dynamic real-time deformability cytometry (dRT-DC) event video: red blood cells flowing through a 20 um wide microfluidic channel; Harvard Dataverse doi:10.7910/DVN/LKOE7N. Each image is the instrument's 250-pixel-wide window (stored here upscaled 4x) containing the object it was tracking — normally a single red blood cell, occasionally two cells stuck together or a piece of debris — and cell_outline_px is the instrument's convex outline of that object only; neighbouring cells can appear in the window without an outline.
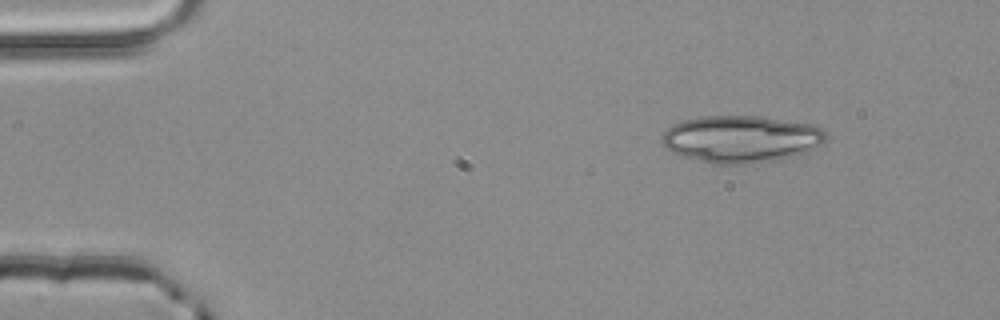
{"species": "common noctule bat (a hibernating species)", "species_latin": "Nyctalus noctula", "temperature_condition": "room temperature", "stored_images_in_passage": 3, "camera_frame_rate_fps": 3000, "um_per_image_px": 0.085, "animal": {"sex": "male", "body_mass_g": 20.4}, "frame": {"image": 1, "passage_image": 1, "time_ms": 0.0, "image_size_px": [1000, 320], "cell_outline_px": [[828, 136], [824, 144], [808, 152], [780, 160], [752, 164], [712, 164], [684, 156], [672, 152], [660, 140], [660, 136], [672, 124], [684, 120], [700, 116], [756, 116], [812, 124], [820, 128]], "centroid_in_image_um": [63.02, 11.83], "position_along_channel_um": 22.0, "area_um2": 45.37}}